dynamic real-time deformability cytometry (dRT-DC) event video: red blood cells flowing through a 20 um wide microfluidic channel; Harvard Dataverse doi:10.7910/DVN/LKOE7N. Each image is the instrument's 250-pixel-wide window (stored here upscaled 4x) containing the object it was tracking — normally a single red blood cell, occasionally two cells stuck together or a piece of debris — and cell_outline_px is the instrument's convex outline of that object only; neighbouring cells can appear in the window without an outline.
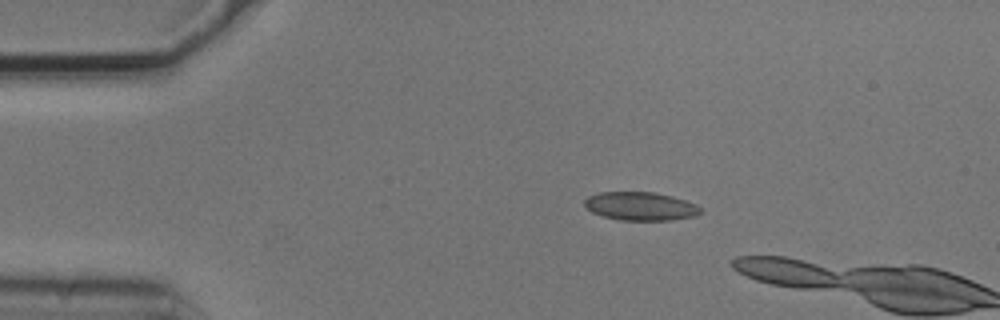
{"species": "common noctule bat (a hibernating species)", "species_latin": "Nyctalus noctula", "temperature_condition": "cold", "stored_images_in_passage": 2, "camera_frame_rate_fps": 3000, "um_per_image_px": 0.085, "animal": {"sex": "male", "body_mass_g": 20.5, "forearm_length_mm": 52.5}, "frame": {"image": 1, "passage_image": 1, "time_ms": 0.0, "image_size_px": [1000, 320], "cell_outline_px": [[700, 212], [692, 216], [672, 220], [620, 220], [604, 216], [592, 212], [584, 204], [584, 200], [588, 196], [600, 192], [652, 192], [672, 196], [696, 204], [700, 208]], "centroid_in_image_um": [54.41, 17.52], "position_along_channel_um": 30.6, "area_um2": 18.96}}